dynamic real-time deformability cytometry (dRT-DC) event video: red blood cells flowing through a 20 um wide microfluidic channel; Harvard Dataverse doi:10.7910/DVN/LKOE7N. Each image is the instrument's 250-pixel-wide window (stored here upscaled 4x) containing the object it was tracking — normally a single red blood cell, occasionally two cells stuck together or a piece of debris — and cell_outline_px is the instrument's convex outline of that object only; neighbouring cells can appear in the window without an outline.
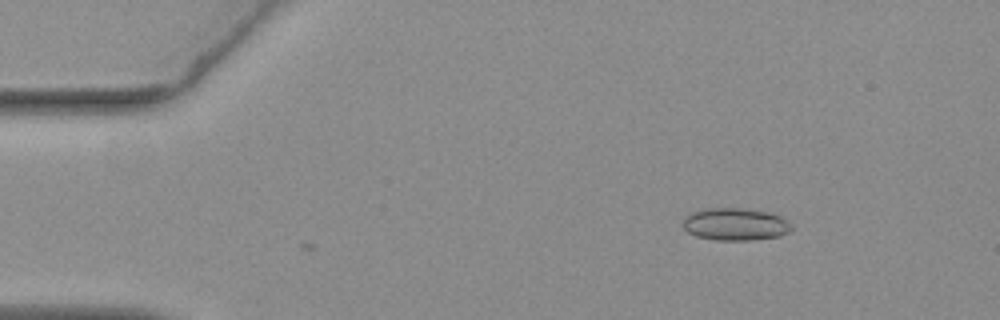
{"species": "common noctule bat (a hibernating species)", "species_latin": "Nyctalus noctula", "temperature_condition": "warm", "stored_images_in_passage": 5, "camera_frame_rate_fps": 3000, "um_per_image_px": 0.085, "animal": {"sex": "female", "body_mass_g": 19.3, "forearm_length_mm": 54.1}, "frame": {"image": 1, "passage_image": 5, "time_ms": 1.333, "image_size_px": [1000, 320], "cell_outline_px": [[792, 228], [788, 232], [780, 236], [752, 240], [716, 240], [696, 236], [688, 232], [680, 224], [684, 216], [692, 212], [704, 208], [744, 208], [768, 212], [780, 216], [792, 224]], "centroid_in_image_um": [62.46, 19.05], "position_along_channel_um": 22.5, "area_um2": 20.75}}